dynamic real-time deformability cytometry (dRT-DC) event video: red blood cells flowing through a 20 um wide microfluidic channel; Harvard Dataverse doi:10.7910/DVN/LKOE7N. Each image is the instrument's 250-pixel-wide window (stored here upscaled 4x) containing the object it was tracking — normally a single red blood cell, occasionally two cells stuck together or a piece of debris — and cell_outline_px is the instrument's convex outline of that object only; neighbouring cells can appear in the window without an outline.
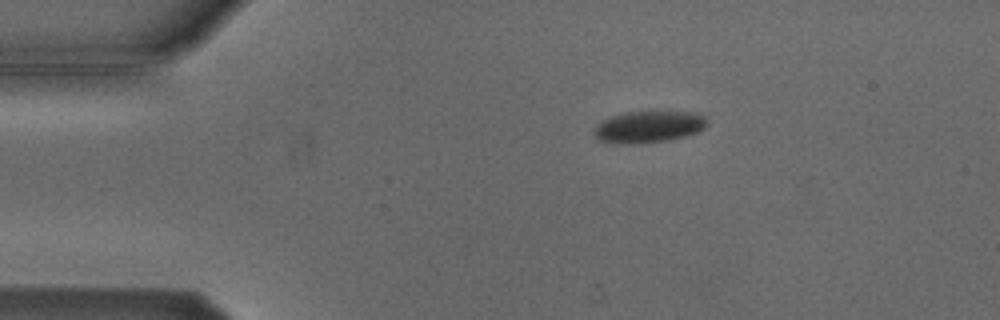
{"species": "Egyptian fruit bat (a non-hibernating species)", "species_latin": "Rousettus aegyptiacus", "temperature_condition": "cold", "stored_images_in_passage": 3, "camera_frame_rate_fps": 3000, "um_per_image_px": 0.085, "animal": {"sex": "male"}, "frame": {"image": 1, "passage_image": 1, "time_ms": 0.0, "image_size_px": [1000, 320], "cell_outline_px": [[708, 124], [704, 128], [688, 136], [668, 140], [636, 144], [616, 144], [596, 140], [592, 132], [592, 128], [600, 120], [624, 112], [692, 112], [704, 116]], "centroid_in_image_um": [55.05, 10.8], "position_along_channel_um": 30.0, "area_um2": 21.27}}